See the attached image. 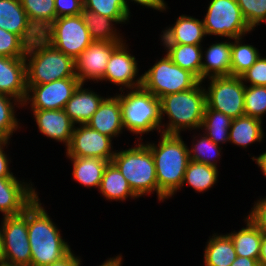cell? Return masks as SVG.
Returning <instances> with one entry per match:
<instances>
[{
    "label": "cell",
    "mask_w": 266,
    "mask_h": 266,
    "mask_svg": "<svg viewBox=\"0 0 266 266\" xmlns=\"http://www.w3.org/2000/svg\"><path fill=\"white\" fill-rule=\"evenodd\" d=\"M247 217L262 233L266 234V196L257 199Z\"/></svg>",
    "instance_id": "43"
},
{
    "label": "cell",
    "mask_w": 266,
    "mask_h": 266,
    "mask_svg": "<svg viewBox=\"0 0 266 266\" xmlns=\"http://www.w3.org/2000/svg\"><path fill=\"white\" fill-rule=\"evenodd\" d=\"M200 80L174 64L167 54L142 74V87L159 99L195 87Z\"/></svg>",
    "instance_id": "7"
},
{
    "label": "cell",
    "mask_w": 266,
    "mask_h": 266,
    "mask_svg": "<svg viewBox=\"0 0 266 266\" xmlns=\"http://www.w3.org/2000/svg\"><path fill=\"white\" fill-rule=\"evenodd\" d=\"M218 175L217 167L190 160L185 170L182 187L187 183L196 192L201 193L217 183Z\"/></svg>",
    "instance_id": "31"
},
{
    "label": "cell",
    "mask_w": 266,
    "mask_h": 266,
    "mask_svg": "<svg viewBox=\"0 0 266 266\" xmlns=\"http://www.w3.org/2000/svg\"><path fill=\"white\" fill-rule=\"evenodd\" d=\"M83 85L78 86L64 108L65 113L75 125L86 124L105 99L97 92L83 88Z\"/></svg>",
    "instance_id": "22"
},
{
    "label": "cell",
    "mask_w": 266,
    "mask_h": 266,
    "mask_svg": "<svg viewBox=\"0 0 266 266\" xmlns=\"http://www.w3.org/2000/svg\"><path fill=\"white\" fill-rule=\"evenodd\" d=\"M84 9L115 20L118 24L129 22V10L124 0H83Z\"/></svg>",
    "instance_id": "35"
},
{
    "label": "cell",
    "mask_w": 266,
    "mask_h": 266,
    "mask_svg": "<svg viewBox=\"0 0 266 266\" xmlns=\"http://www.w3.org/2000/svg\"><path fill=\"white\" fill-rule=\"evenodd\" d=\"M203 82L195 87L160 98L161 121L167 115L169 121L161 125L162 133L180 135L185 130H200L206 108V88ZM165 128V129H163Z\"/></svg>",
    "instance_id": "3"
},
{
    "label": "cell",
    "mask_w": 266,
    "mask_h": 266,
    "mask_svg": "<svg viewBox=\"0 0 266 266\" xmlns=\"http://www.w3.org/2000/svg\"><path fill=\"white\" fill-rule=\"evenodd\" d=\"M86 124L112 139L118 137L124 129L120 99L116 95L107 96Z\"/></svg>",
    "instance_id": "20"
},
{
    "label": "cell",
    "mask_w": 266,
    "mask_h": 266,
    "mask_svg": "<svg viewBox=\"0 0 266 266\" xmlns=\"http://www.w3.org/2000/svg\"><path fill=\"white\" fill-rule=\"evenodd\" d=\"M160 137L158 144L146 142V145L155 162L158 200L163 202L181 190L190 158L181 135L161 133Z\"/></svg>",
    "instance_id": "2"
},
{
    "label": "cell",
    "mask_w": 266,
    "mask_h": 266,
    "mask_svg": "<svg viewBox=\"0 0 266 266\" xmlns=\"http://www.w3.org/2000/svg\"><path fill=\"white\" fill-rule=\"evenodd\" d=\"M243 38H233L234 42H231V76L240 77L261 55L253 45L243 44Z\"/></svg>",
    "instance_id": "34"
},
{
    "label": "cell",
    "mask_w": 266,
    "mask_h": 266,
    "mask_svg": "<svg viewBox=\"0 0 266 266\" xmlns=\"http://www.w3.org/2000/svg\"><path fill=\"white\" fill-rule=\"evenodd\" d=\"M56 18L80 15L84 8L83 0H55Z\"/></svg>",
    "instance_id": "42"
},
{
    "label": "cell",
    "mask_w": 266,
    "mask_h": 266,
    "mask_svg": "<svg viewBox=\"0 0 266 266\" xmlns=\"http://www.w3.org/2000/svg\"><path fill=\"white\" fill-rule=\"evenodd\" d=\"M225 41L212 43L202 51L201 82L207 77L231 76V42Z\"/></svg>",
    "instance_id": "23"
},
{
    "label": "cell",
    "mask_w": 266,
    "mask_h": 266,
    "mask_svg": "<svg viewBox=\"0 0 266 266\" xmlns=\"http://www.w3.org/2000/svg\"><path fill=\"white\" fill-rule=\"evenodd\" d=\"M37 197L27 207L30 266H47L67 256L72 250L62 238L60 229L47 214Z\"/></svg>",
    "instance_id": "1"
},
{
    "label": "cell",
    "mask_w": 266,
    "mask_h": 266,
    "mask_svg": "<svg viewBox=\"0 0 266 266\" xmlns=\"http://www.w3.org/2000/svg\"><path fill=\"white\" fill-rule=\"evenodd\" d=\"M9 145L8 142H6L1 148H0V178H17L15 177L11 172L10 168H9V160L10 158H8V155L6 154V152L4 151L5 147L7 148V146Z\"/></svg>",
    "instance_id": "44"
},
{
    "label": "cell",
    "mask_w": 266,
    "mask_h": 266,
    "mask_svg": "<svg viewBox=\"0 0 266 266\" xmlns=\"http://www.w3.org/2000/svg\"><path fill=\"white\" fill-rule=\"evenodd\" d=\"M244 114L262 120L266 114V86L245 85Z\"/></svg>",
    "instance_id": "38"
},
{
    "label": "cell",
    "mask_w": 266,
    "mask_h": 266,
    "mask_svg": "<svg viewBox=\"0 0 266 266\" xmlns=\"http://www.w3.org/2000/svg\"><path fill=\"white\" fill-rule=\"evenodd\" d=\"M240 78L249 86H266V57H260Z\"/></svg>",
    "instance_id": "41"
},
{
    "label": "cell",
    "mask_w": 266,
    "mask_h": 266,
    "mask_svg": "<svg viewBox=\"0 0 266 266\" xmlns=\"http://www.w3.org/2000/svg\"><path fill=\"white\" fill-rule=\"evenodd\" d=\"M232 118L222 112L210 109L207 105L205 108L201 130L215 144H224L229 142V129Z\"/></svg>",
    "instance_id": "33"
},
{
    "label": "cell",
    "mask_w": 266,
    "mask_h": 266,
    "mask_svg": "<svg viewBox=\"0 0 266 266\" xmlns=\"http://www.w3.org/2000/svg\"><path fill=\"white\" fill-rule=\"evenodd\" d=\"M125 1V4L129 10V15L131 14L130 12V8H129V1L133 2L134 3H137V5H141L142 7L145 6L147 8H152L154 10H157V11H160V12H163L164 10L166 11L167 9V4L165 3L164 0H124ZM128 2V3H127Z\"/></svg>",
    "instance_id": "45"
},
{
    "label": "cell",
    "mask_w": 266,
    "mask_h": 266,
    "mask_svg": "<svg viewBox=\"0 0 266 266\" xmlns=\"http://www.w3.org/2000/svg\"><path fill=\"white\" fill-rule=\"evenodd\" d=\"M204 249L205 266H230L237 258L233 241L228 234H212Z\"/></svg>",
    "instance_id": "27"
},
{
    "label": "cell",
    "mask_w": 266,
    "mask_h": 266,
    "mask_svg": "<svg viewBox=\"0 0 266 266\" xmlns=\"http://www.w3.org/2000/svg\"><path fill=\"white\" fill-rule=\"evenodd\" d=\"M32 182L17 178H0V212L3 216L18 215L38 197Z\"/></svg>",
    "instance_id": "16"
},
{
    "label": "cell",
    "mask_w": 266,
    "mask_h": 266,
    "mask_svg": "<svg viewBox=\"0 0 266 266\" xmlns=\"http://www.w3.org/2000/svg\"><path fill=\"white\" fill-rule=\"evenodd\" d=\"M0 28L18 35L27 45L41 36L29 21L20 0H0Z\"/></svg>",
    "instance_id": "17"
},
{
    "label": "cell",
    "mask_w": 266,
    "mask_h": 266,
    "mask_svg": "<svg viewBox=\"0 0 266 266\" xmlns=\"http://www.w3.org/2000/svg\"><path fill=\"white\" fill-rule=\"evenodd\" d=\"M73 163V179L88 188L100 186L108 161L96 157H67Z\"/></svg>",
    "instance_id": "24"
},
{
    "label": "cell",
    "mask_w": 266,
    "mask_h": 266,
    "mask_svg": "<svg viewBox=\"0 0 266 266\" xmlns=\"http://www.w3.org/2000/svg\"><path fill=\"white\" fill-rule=\"evenodd\" d=\"M262 124V120L247 115L233 119L229 129V142L244 149L252 143L262 142Z\"/></svg>",
    "instance_id": "25"
},
{
    "label": "cell",
    "mask_w": 266,
    "mask_h": 266,
    "mask_svg": "<svg viewBox=\"0 0 266 266\" xmlns=\"http://www.w3.org/2000/svg\"><path fill=\"white\" fill-rule=\"evenodd\" d=\"M27 90L33 85L76 77L74 59L54 48L41 36L27 47Z\"/></svg>",
    "instance_id": "4"
},
{
    "label": "cell",
    "mask_w": 266,
    "mask_h": 266,
    "mask_svg": "<svg viewBox=\"0 0 266 266\" xmlns=\"http://www.w3.org/2000/svg\"><path fill=\"white\" fill-rule=\"evenodd\" d=\"M32 112L39 132L56 142L65 143L66 147L69 145L75 124L64 109L32 110Z\"/></svg>",
    "instance_id": "19"
},
{
    "label": "cell",
    "mask_w": 266,
    "mask_h": 266,
    "mask_svg": "<svg viewBox=\"0 0 266 266\" xmlns=\"http://www.w3.org/2000/svg\"><path fill=\"white\" fill-rule=\"evenodd\" d=\"M122 42L93 41L75 60V73L81 84L101 81L112 51Z\"/></svg>",
    "instance_id": "15"
},
{
    "label": "cell",
    "mask_w": 266,
    "mask_h": 266,
    "mask_svg": "<svg viewBox=\"0 0 266 266\" xmlns=\"http://www.w3.org/2000/svg\"><path fill=\"white\" fill-rule=\"evenodd\" d=\"M113 149L112 138L87 124H79L74 126L71 141L66 147V157H96L111 162L116 153Z\"/></svg>",
    "instance_id": "13"
},
{
    "label": "cell",
    "mask_w": 266,
    "mask_h": 266,
    "mask_svg": "<svg viewBox=\"0 0 266 266\" xmlns=\"http://www.w3.org/2000/svg\"><path fill=\"white\" fill-rule=\"evenodd\" d=\"M81 259L71 251L67 256L63 259L53 262L47 266H81Z\"/></svg>",
    "instance_id": "46"
},
{
    "label": "cell",
    "mask_w": 266,
    "mask_h": 266,
    "mask_svg": "<svg viewBox=\"0 0 266 266\" xmlns=\"http://www.w3.org/2000/svg\"><path fill=\"white\" fill-rule=\"evenodd\" d=\"M120 92L116 96L120 99L124 129L137 136L140 134V141L143 140V134L153 132V130H158L159 134L162 133L160 99L158 97L143 87L130 89V91H126L127 94L123 91Z\"/></svg>",
    "instance_id": "5"
},
{
    "label": "cell",
    "mask_w": 266,
    "mask_h": 266,
    "mask_svg": "<svg viewBox=\"0 0 266 266\" xmlns=\"http://www.w3.org/2000/svg\"><path fill=\"white\" fill-rule=\"evenodd\" d=\"M27 47L18 35L0 28V56L24 58Z\"/></svg>",
    "instance_id": "40"
},
{
    "label": "cell",
    "mask_w": 266,
    "mask_h": 266,
    "mask_svg": "<svg viewBox=\"0 0 266 266\" xmlns=\"http://www.w3.org/2000/svg\"><path fill=\"white\" fill-rule=\"evenodd\" d=\"M55 0H20L27 17L42 34L56 19Z\"/></svg>",
    "instance_id": "32"
},
{
    "label": "cell",
    "mask_w": 266,
    "mask_h": 266,
    "mask_svg": "<svg viewBox=\"0 0 266 266\" xmlns=\"http://www.w3.org/2000/svg\"><path fill=\"white\" fill-rule=\"evenodd\" d=\"M246 227L238 232L228 233L233 241L237 256L256 259L259 261L262 243V232L246 216Z\"/></svg>",
    "instance_id": "28"
},
{
    "label": "cell",
    "mask_w": 266,
    "mask_h": 266,
    "mask_svg": "<svg viewBox=\"0 0 266 266\" xmlns=\"http://www.w3.org/2000/svg\"><path fill=\"white\" fill-rule=\"evenodd\" d=\"M41 37L74 60L93 42L81 14L56 18Z\"/></svg>",
    "instance_id": "8"
},
{
    "label": "cell",
    "mask_w": 266,
    "mask_h": 266,
    "mask_svg": "<svg viewBox=\"0 0 266 266\" xmlns=\"http://www.w3.org/2000/svg\"><path fill=\"white\" fill-rule=\"evenodd\" d=\"M14 106L21 108L23 104L15 98L0 94V136L7 142L10 141L13 132L22 127L19 126L20 122L15 115L16 111Z\"/></svg>",
    "instance_id": "36"
},
{
    "label": "cell",
    "mask_w": 266,
    "mask_h": 266,
    "mask_svg": "<svg viewBox=\"0 0 266 266\" xmlns=\"http://www.w3.org/2000/svg\"><path fill=\"white\" fill-rule=\"evenodd\" d=\"M0 266H15V265H10V264H6V263H1Z\"/></svg>",
    "instance_id": "53"
},
{
    "label": "cell",
    "mask_w": 266,
    "mask_h": 266,
    "mask_svg": "<svg viewBox=\"0 0 266 266\" xmlns=\"http://www.w3.org/2000/svg\"><path fill=\"white\" fill-rule=\"evenodd\" d=\"M167 56L177 66L193 73L201 81L202 50L201 45L162 44Z\"/></svg>",
    "instance_id": "29"
},
{
    "label": "cell",
    "mask_w": 266,
    "mask_h": 266,
    "mask_svg": "<svg viewBox=\"0 0 266 266\" xmlns=\"http://www.w3.org/2000/svg\"><path fill=\"white\" fill-rule=\"evenodd\" d=\"M7 141L0 136V148L6 143Z\"/></svg>",
    "instance_id": "52"
},
{
    "label": "cell",
    "mask_w": 266,
    "mask_h": 266,
    "mask_svg": "<svg viewBox=\"0 0 266 266\" xmlns=\"http://www.w3.org/2000/svg\"><path fill=\"white\" fill-rule=\"evenodd\" d=\"M210 82L206 92V105L232 119L244 114L245 84L237 76L207 78Z\"/></svg>",
    "instance_id": "10"
},
{
    "label": "cell",
    "mask_w": 266,
    "mask_h": 266,
    "mask_svg": "<svg viewBox=\"0 0 266 266\" xmlns=\"http://www.w3.org/2000/svg\"><path fill=\"white\" fill-rule=\"evenodd\" d=\"M0 94L24 104L27 97L25 58L0 56Z\"/></svg>",
    "instance_id": "18"
},
{
    "label": "cell",
    "mask_w": 266,
    "mask_h": 266,
    "mask_svg": "<svg viewBox=\"0 0 266 266\" xmlns=\"http://www.w3.org/2000/svg\"><path fill=\"white\" fill-rule=\"evenodd\" d=\"M241 13L252 30L266 22V0H236Z\"/></svg>",
    "instance_id": "39"
},
{
    "label": "cell",
    "mask_w": 266,
    "mask_h": 266,
    "mask_svg": "<svg viewBox=\"0 0 266 266\" xmlns=\"http://www.w3.org/2000/svg\"><path fill=\"white\" fill-rule=\"evenodd\" d=\"M4 263V245H3V234L0 226V264Z\"/></svg>",
    "instance_id": "51"
},
{
    "label": "cell",
    "mask_w": 266,
    "mask_h": 266,
    "mask_svg": "<svg viewBox=\"0 0 266 266\" xmlns=\"http://www.w3.org/2000/svg\"><path fill=\"white\" fill-rule=\"evenodd\" d=\"M230 266H260L259 261L256 259H250L247 257L237 256L234 262Z\"/></svg>",
    "instance_id": "47"
},
{
    "label": "cell",
    "mask_w": 266,
    "mask_h": 266,
    "mask_svg": "<svg viewBox=\"0 0 266 266\" xmlns=\"http://www.w3.org/2000/svg\"><path fill=\"white\" fill-rule=\"evenodd\" d=\"M259 265L266 266V234L262 233L261 252L259 257Z\"/></svg>",
    "instance_id": "49"
},
{
    "label": "cell",
    "mask_w": 266,
    "mask_h": 266,
    "mask_svg": "<svg viewBox=\"0 0 266 266\" xmlns=\"http://www.w3.org/2000/svg\"><path fill=\"white\" fill-rule=\"evenodd\" d=\"M99 192L109 201H125L128 197L138 198L131 190L127 180L121 174L117 166L111 161L107 164L100 186Z\"/></svg>",
    "instance_id": "26"
},
{
    "label": "cell",
    "mask_w": 266,
    "mask_h": 266,
    "mask_svg": "<svg viewBox=\"0 0 266 266\" xmlns=\"http://www.w3.org/2000/svg\"><path fill=\"white\" fill-rule=\"evenodd\" d=\"M135 144V147L129 149L116 150L112 162L120 170L137 197L156 192L158 198V182L152 152L146 143L137 140Z\"/></svg>",
    "instance_id": "6"
},
{
    "label": "cell",
    "mask_w": 266,
    "mask_h": 266,
    "mask_svg": "<svg viewBox=\"0 0 266 266\" xmlns=\"http://www.w3.org/2000/svg\"><path fill=\"white\" fill-rule=\"evenodd\" d=\"M252 160L256 162V164L258 165V167L262 171L263 176L266 177V151L257 157L253 156Z\"/></svg>",
    "instance_id": "48"
},
{
    "label": "cell",
    "mask_w": 266,
    "mask_h": 266,
    "mask_svg": "<svg viewBox=\"0 0 266 266\" xmlns=\"http://www.w3.org/2000/svg\"><path fill=\"white\" fill-rule=\"evenodd\" d=\"M4 263L30 266L31 249L28 239L27 208L18 215L4 216L1 222Z\"/></svg>",
    "instance_id": "11"
},
{
    "label": "cell",
    "mask_w": 266,
    "mask_h": 266,
    "mask_svg": "<svg viewBox=\"0 0 266 266\" xmlns=\"http://www.w3.org/2000/svg\"><path fill=\"white\" fill-rule=\"evenodd\" d=\"M80 84L77 77H69L46 84L33 85L27 90L23 107L30 104L31 110L64 109Z\"/></svg>",
    "instance_id": "12"
},
{
    "label": "cell",
    "mask_w": 266,
    "mask_h": 266,
    "mask_svg": "<svg viewBox=\"0 0 266 266\" xmlns=\"http://www.w3.org/2000/svg\"><path fill=\"white\" fill-rule=\"evenodd\" d=\"M196 137L193 136L195 140L192 141V148H188L190 160L217 167L218 158L221 157V145L215 144L205 134L200 138Z\"/></svg>",
    "instance_id": "37"
},
{
    "label": "cell",
    "mask_w": 266,
    "mask_h": 266,
    "mask_svg": "<svg viewBox=\"0 0 266 266\" xmlns=\"http://www.w3.org/2000/svg\"><path fill=\"white\" fill-rule=\"evenodd\" d=\"M126 42L120 43L111 53L103 81L120 86V91L142 87V75H138V63L135 56L131 55ZM136 78V80H135Z\"/></svg>",
    "instance_id": "14"
},
{
    "label": "cell",
    "mask_w": 266,
    "mask_h": 266,
    "mask_svg": "<svg viewBox=\"0 0 266 266\" xmlns=\"http://www.w3.org/2000/svg\"><path fill=\"white\" fill-rule=\"evenodd\" d=\"M161 33L162 44L201 45L206 36L203 19L187 15H180L173 26Z\"/></svg>",
    "instance_id": "21"
},
{
    "label": "cell",
    "mask_w": 266,
    "mask_h": 266,
    "mask_svg": "<svg viewBox=\"0 0 266 266\" xmlns=\"http://www.w3.org/2000/svg\"><path fill=\"white\" fill-rule=\"evenodd\" d=\"M81 15L89 30L92 41L124 42V37L120 36L122 34L113 26L118 23L112 18L99 15L84 8Z\"/></svg>",
    "instance_id": "30"
},
{
    "label": "cell",
    "mask_w": 266,
    "mask_h": 266,
    "mask_svg": "<svg viewBox=\"0 0 266 266\" xmlns=\"http://www.w3.org/2000/svg\"><path fill=\"white\" fill-rule=\"evenodd\" d=\"M203 23L206 36L239 38L253 31L246 23L236 0H211Z\"/></svg>",
    "instance_id": "9"
},
{
    "label": "cell",
    "mask_w": 266,
    "mask_h": 266,
    "mask_svg": "<svg viewBox=\"0 0 266 266\" xmlns=\"http://www.w3.org/2000/svg\"><path fill=\"white\" fill-rule=\"evenodd\" d=\"M122 261V255L119 254L116 257L108 258V260L104 261V263L99 266H122Z\"/></svg>",
    "instance_id": "50"
}]
</instances>
